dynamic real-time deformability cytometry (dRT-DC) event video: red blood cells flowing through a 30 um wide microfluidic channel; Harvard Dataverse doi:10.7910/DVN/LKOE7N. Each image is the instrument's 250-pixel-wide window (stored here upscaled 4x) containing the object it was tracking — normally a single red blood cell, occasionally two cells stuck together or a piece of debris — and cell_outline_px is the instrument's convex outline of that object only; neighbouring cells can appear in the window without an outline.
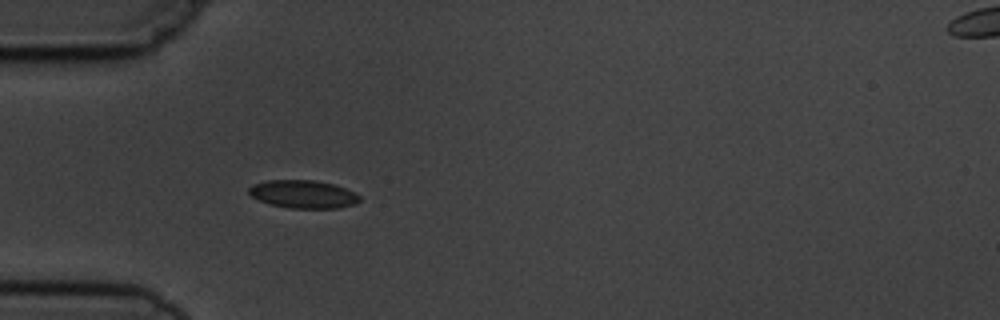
{"species": "common noctule bat (a hibernating species)", "species_latin": "Nyctalus noctula", "temperature_condition": "cold", "stored_images_in_passage": 4, "segment_of_instrument_passage": [1, 2], "camera_frame_rate_fps": 3000, "um_per_image_px": 0.085, "animal": {"sex": "male", "body_mass_g": 19.5, "forearm_length_mm": 54.6}, "frame": {"image": 1, "passage_image": 3, "time_ms": 3.333, "image_size_px": [1000, 320], "cell_outline_px": [[360, 200], [356, 204], [336, 208], [288, 208], [268, 204], [252, 196], [248, 192], [248, 188], [252, 184], [268, 180], [312, 180], [336, 184], [360, 196]], "centroid_in_image_um": [25.75, 16.5], "position_along_channel_um": 59.2, "area_um2": 18.09}}